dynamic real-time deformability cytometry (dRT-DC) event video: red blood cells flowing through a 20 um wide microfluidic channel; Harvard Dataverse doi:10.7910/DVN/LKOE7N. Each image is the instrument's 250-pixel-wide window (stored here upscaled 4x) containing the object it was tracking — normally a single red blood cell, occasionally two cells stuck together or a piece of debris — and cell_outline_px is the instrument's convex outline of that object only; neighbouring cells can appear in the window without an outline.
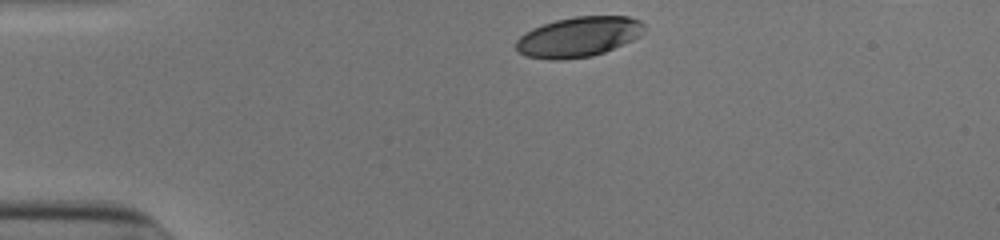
{"species": "human", "species_latin": "Homo sapiens", "temperature_condition": "cold", "stored_images_in_passage": 32, "camera_frame_rate_fps": 3000, "um_per_image_px": 0.085, "donor": {"sex": "male"}, "frame": {"image": 1, "passage_image": 1, "time_ms": 0.0, "image_size_px": [1000, 240], "cell_outline_px": [[644, 32], [640, 36], [632, 40], [604, 52], [592, 56], [560, 60], [548, 60], [528, 56], [520, 52], [516, 48], [516, 40], [524, 32], [532, 28], [556, 20], [576, 16], [628, 16], [640, 20], [644, 24]], "centroid_in_image_um": [49.18, 3.13], "position_along_channel_um": 35.8, "area_um2": 29.94}}
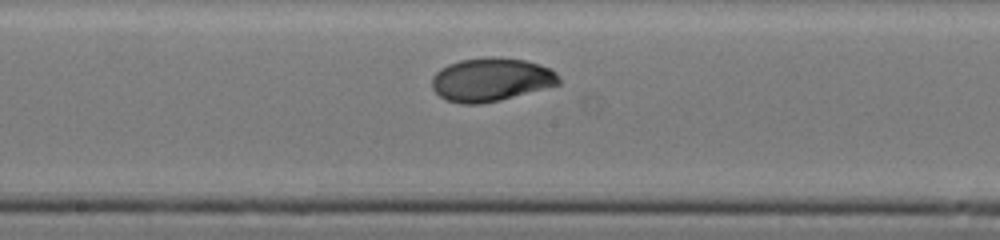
{"frame": {"image": 2, "passage_image": 18, "time_ms": 5.667, "image_size_px": [1000, 240], "cell_outline_px": [[560, 84], [500, 100], [480, 104], [460, 104], [448, 100], [440, 96], [432, 88], [432, 76], [440, 68], [448, 64], [460, 60], [492, 56], [524, 60], [540, 64], [556, 72], [560, 76]], "centroid_in_image_um": [41.73, 6.76], "position_along_channel_um": 206.5, "area_um2": 32.14}}
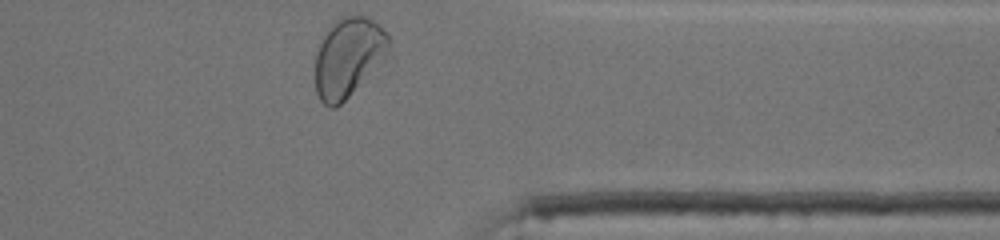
{"frame": {"image": 3, "passage_image": 32, "time_ms": 10.333, "image_size_px": [1000, 240], "cell_outline_px": [[388, 48], [384, 60], [336, 108], [328, 108], [320, 100], [316, 92], [316, 52], [328, 28], [336, 20], [344, 16], [364, 16], [376, 24], [388, 36]], "centroid_in_image_um": [29.57, 4.89], "position_along_channel_um": 381.8, "area_um2": 33.18}, "authors_computed_cell_mechanics": {"area_um2": 31.3854, "velocity_mm_per_s": 3.9007, "shape_relaxation_time_tau1_ms": 3.5439, "shape_relaxation_time_tau2_ms": 1.3371, "deformation_change_tau1": 0.1649, "deformation_change_tau2": 0.034}}